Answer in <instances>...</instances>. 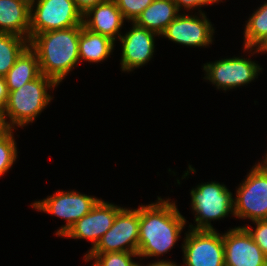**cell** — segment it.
I'll return each instance as SVG.
<instances>
[{
	"mask_svg": "<svg viewBox=\"0 0 267 266\" xmlns=\"http://www.w3.org/2000/svg\"><path fill=\"white\" fill-rule=\"evenodd\" d=\"M186 219L176 203L158 197L156 203L140 206L139 257H159L178 241Z\"/></svg>",
	"mask_w": 267,
	"mask_h": 266,
	"instance_id": "obj_1",
	"label": "cell"
},
{
	"mask_svg": "<svg viewBox=\"0 0 267 266\" xmlns=\"http://www.w3.org/2000/svg\"><path fill=\"white\" fill-rule=\"evenodd\" d=\"M82 25L43 32L32 36L29 47L36 53L40 73L57 84L79 63V37Z\"/></svg>",
	"mask_w": 267,
	"mask_h": 266,
	"instance_id": "obj_2",
	"label": "cell"
},
{
	"mask_svg": "<svg viewBox=\"0 0 267 266\" xmlns=\"http://www.w3.org/2000/svg\"><path fill=\"white\" fill-rule=\"evenodd\" d=\"M56 86L58 84L53 79L40 74L19 89L9 91L8 100L3 109L8 127L14 129L15 126L24 127L32 123L53 98L47 90Z\"/></svg>",
	"mask_w": 267,
	"mask_h": 266,
	"instance_id": "obj_3",
	"label": "cell"
},
{
	"mask_svg": "<svg viewBox=\"0 0 267 266\" xmlns=\"http://www.w3.org/2000/svg\"><path fill=\"white\" fill-rule=\"evenodd\" d=\"M191 207L195 212V226L189 225L195 230H214L211 220H218L234 215L233 194L224 184L212 181L202 183L191 189ZM231 212V213H230Z\"/></svg>",
	"mask_w": 267,
	"mask_h": 266,
	"instance_id": "obj_4",
	"label": "cell"
},
{
	"mask_svg": "<svg viewBox=\"0 0 267 266\" xmlns=\"http://www.w3.org/2000/svg\"><path fill=\"white\" fill-rule=\"evenodd\" d=\"M82 16L74 0H31L30 38L43 32L80 26Z\"/></svg>",
	"mask_w": 267,
	"mask_h": 266,
	"instance_id": "obj_5",
	"label": "cell"
},
{
	"mask_svg": "<svg viewBox=\"0 0 267 266\" xmlns=\"http://www.w3.org/2000/svg\"><path fill=\"white\" fill-rule=\"evenodd\" d=\"M236 189L234 216L252 222L267 219V168L257 163Z\"/></svg>",
	"mask_w": 267,
	"mask_h": 266,
	"instance_id": "obj_6",
	"label": "cell"
},
{
	"mask_svg": "<svg viewBox=\"0 0 267 266\" xmlns=\"http://www.w3.org/2000/svg\"><path fill=\"white\" fill-rule=\"evenodd\" d=\"M140 206L137 209L123 208L114 220L113 226L101 237L87 254L109 252H138Z\"/></svg>",
	"mask_w": 267,
	"mask_h": 266,
	"instance_id": "obj_7",
	"label": "cell"
},
{
	"mask_svg": "<svg viewBox=\"0 0 267 266\" xmlns=\"http://www.w3.org/2000/svg\"><path fill=\"white\" fill-rule=\"evenodd\" d=\"M98 200L99 198L80 192L58 190L41 201H35L31 206L66 220V224L55 233L57 236H62L76 221L89 213Z\"/></svg>",
	"mask_w": 267,
	"mask_h": 266,
	"instance_id": "obj_8",
	"label": "cell"
},
{
	"mask_svg": "<svg viewBox=\"0 0 267 266\" xmlns=\"http://www.w3.org/2000/svg\"><path fill=\"white\" fill-rule=\"evenodd\" d=\"M182 250L184 266H225L223 233L190 229Z\"/></svg>",
	"mask_w": 267,
	"mask_h": 266,
	"instance_id": "obj_9",
	"label": "cell"
},
{
	"mask_svg": "<svg viewBox=\"0 0 267 266\" xmlns=\"http://www.w3.org/2000/svg\"><path fill=\"white\" fill-rule=\"evenodd\" d=\"M263 68L249 58L233 57L224 58L214 63H206L203 66L205 77L216 85L217 89L224 91L247 85L257 78Z\"/></svg>",
	"mask_w": 267,
	"mask_h": 266,
	"instance_id": "obj_10",
	"label": "cell"
},
{
	"mask_svg": "<svg viewBox=\"0 0 267 266\" xmlns=\"http://www.w3.org/2000/svg\"><path fill=\"white\" fill-rule=\"evenodd\" d=\"M122 209L123 207L99 199L91 211L76 221L62 237L88 239L92 242L91 250L113 226L116 215Z\"/></svg>",
	"mask_w": 267,
	"mask_h": 266,
	"instance_id": "obj_11",
	"label": "cell"
},
{
	"mask_svg": "<svg viewBox=\"0 0 267 266\" xmlns=\"http://www.w3.org/2000/svg\"><path fill=\"white\" fill-rule=\"evenodd\" d=\"M214 28L205 13L196 15L179 14L161 36L181 45L206 47L213 42Z\"/></svg>",
	"mask_w": 267,
	"mask_h": 266,
	"instance_id": "obj_12",
	"label": "cell"
},
{
	"mask_svg": "<svg viewBox=\"0 0 267 266\" xmlns=\"http://www.w3.org/2000/svg\"><path fill=\"white\" fill-rule=\"evenodd\" d=\"M225 266H267V256L244 227L223 234Z\"/></svg>",
	"mask_w": 267,
	"mask_h": 266,
	"instance_id": "obj_13",
	"label": "cell"
},
{
	"mask_svg": "<svg viewBox=\"0 0 267 266\" xmlns=\"http://www.w3.org/2000/svg\"><path fill=\"white\" fill-rule=\"evenodd\" d=\"M156 33L141 28L132 22V28L125 35H120L122 43L121 69L131 72L148 63L154 54Z\"/></svg>",
	"mask_w": 267,
	"mask_h": 266,
	"instance_id": "obj_14",
	"label": "cell"
},
{
	"mask_svg": "<svg viewBox=\"0 0 267 266\" xmlns=\"http://www.w3.org/2000/svg\"><path fill=\"white\" fill-rule=\"evenodd\" d=\"M124 18L114 0L98 3L87 10L82 16V24L85 28L105 35L113 41L119 39Z\"/></svg>",
	"mask_w": 267,
	"mask_h": 266,
	"instance_id": "obj_15",
	"label": "cell"
},
{
	"mask_svg": "<svg viewBox=\"0 0 267 266\" xmlns=\"http://www.w3.org/2000/svg\"><path fill=\"white\" fill-rule=\"evenodd\" d=\"M31 0H0V33L30 40Z\"/></svg>",
	"mask_w": 267,
	"mask_h": 266,
	"instance_id": "obj_16",
	"label": "cell"
},
{
	"mask_svg": "<svg viewBox=\"0 0 267 266\" xmlns=\"http://www.w3.org/2000/svg\"><path fill=\"white\" fill-rule=\"evenodd\" d=\"M178 15L179 10L174 0H153L134 23L156 33L159 37Z\"/></svg>",
	"mask_w": 267,
	"mask_h": 266,
	"instance_id": "obj_17",
	"label": "cell"
},
{
	"mask_svg": "<svg viewBox=\"0 0 267 266\" xmlns=\"http://www.w3.org/2000/svg\"><path fill=\"white\" fill-rule=\"evenodd\" d=\"M114 43L115 41L111 38L95 33L85 28L82 24L78 45L79 60H86L92 63L103 62L111 55Z\"/></svg>",
	"mask_w": 267,
	"mask_h": 266,
	"instance_id": "obj_18",
	"label": "cell"
},
{
	"mask_svg": "<svg viewBox=\"0 0 267 266\" xmlns=\"http://www.w3.org/2000/svg\"><path fill=\"white\" fill-rule=\"evenodd\" d=\"M36 53L28 46L5 76L8 91L19 89L40 75Z\"/></svg>",
	"mask_w": 267,
	"mask_h": 266,
	"instance_id": "obj_19",
	"label": "cell"
},
{
	"mask_svg": "<svg viewBox=\"0 0 267 266\" xmlns=\"http://www.w3.org/2000/svg\"><path fill=\"white\" fill-rule=\"evenodd\" d=\"M28 46L29 40L22 36L0 33V77L6 76Z\"/></svg>",
	"mask_w": 267,
	"mask_h": 266,
	"instance_id": "obj_20",
	"label": "cell"
},
{
	"mask_svg": "<svg viewBox=\"0 0 267 266\" xmlns=\"http://www.w3.org/2000/svg\"><path fill=\"white\" fill-rule=\"evenodd\" d=\"M246 22L243 48H256L267 36V2L258 8Z\"/></svg>",
	"mask_w": 267,
	"mask_h": 266,
	"instance_id": "obj_21",
	"label": "cell"
},
{
	"mask_svg": "<svg viewBox=\"0 0 267 266\" xmlns=\"http://www.w3.org/2000/svg\"><path fill=\"white\" fill-rule=\"evenodd\" d=\"M13 131L10 129L0 136V177L12 167L18 156Z\"/></svg>",
	"mask_w": 267,
	"mask_h": 266,
	"instance_id": "obj_22",
	"label": "cell"
},
{
	"mask_svg": "<svg viewBox=\"0 0 267 266\" xmlns=\"http://www.w3.org/2000/svg\"><path fill=\"white\" fill-rule=\"evenodd\" d=\"M85 261L95 259L101 266H134L132 257H139L137 253L109 252L103 254H85Z\"/></svg>",
	"mask_w": 267,
	"mask_h": 266,
	"instance_id": "obj_23",
	"label": "cell"
},
{
	"mask_svg": "<svg viewBox=\"0 0 267 266\" xmlns=\"http://www.w3.org/2000/svg\"><path fill=\"white\" fill-rule=\"evenodd\" d=\"M125 20L134 22L153 0H114Z\"/></svg>",
	"mask_w": 267,
	"mask_h": 266,
	"instance_id": "obj_24",
	"label": "cell"
},
{
	"mask_svg": "<svg viewBox=\"0 0 267 266\" xmlns=\"http://www.w3.org/2000/svg\"><path fill=\"white\" fill-rule=\"evenodd\" d=\"M256 225L253 231L249 226L244 227L251 235L255 243L261 248L264 254L267 256V219L253 222Z\"/></svg>",
	"mask_w": 267,
	"mask_h": 266,
	"instance_id": "obj_25",
	"label": "cell"
},
{
	"mask_svg": "<svg viewBox=\"0 0 267 266\" xmlns=\"http://www.w3.org/2000/svg\"><path fill=\"white\" fill-rule=\"evenodd\" d=\"M176 5H177V8L179 11H181V8L183 7L184 10L187 9V10H190V9H196L200 7L201 9V6H205V5H210V4H214V3H217L221 0H174ZM196 7V8H195Z\"/></svg>",
	"mask_w": 267,
	"mask_h": 266,
	"instance_id": "obj_26",
	"label": "cell"
},
{
	"mask_svg": "<svg viewBox=\"0 0 267 266\" xmlns=\"http://www.w3.org/2000/svg\"><path fill=\"white\" fill-rule=\"evenodd\" d=\"M108 0H74L77 9L84 14L90 8L96 6L98 3H102Z\"/></svg>",
	"mask_w": 267,
	"mask_h": 266,
	"instance_id": "obj_27",
	"label": "cell"
},
{
	"mask_svg": "<svg viewBox=\"0 0 267 266\" xmlns=\"http://www.w3.org/2000/svg\"><path fill=\"white\" fill-rule=\"evenodd\" d=\"M8 95H9V91H8V87L6 84V80L5 77H0V108L4 109L7 100H8Z\"/></svg>",
	"mask_w": 267,
	"mask_h": 266,
	"instance_id": "obj_28",
	"label": "cell"
},
{
	"mask_svg": "<svg viewBox=\"0 0 267 266\" xmlns=\"http://www.w3.org/2000/svg\"><path fill=\"white\" fill-rule=\"evenodd\" d=\"M246 51L249 50L251 53L252 50H254V52H252L253 54L255 53H263V52H267V36L263 39V41L256 47V48H244Z\"/></svg>",
	"mask_w": 267,
	"mask_h": 266,
	"instance_id": "obj_29",
	"label": "cell"
},
{
	"mask_svg": "<svg viewBox=\"0 0 267 266\" xmlns=\"http://www.w3.org/2000/svg\"><path fill=\"white\" fill-rule=\"evenodd\" d=\"M10 128L8 127L5 116H4V110L0 108V136H2L4 133L9 131Z\"/></svg>",
	"mask_w": 267,
	"mask_h": 266,
	"instance_id": "obj_30",
	"label": "cell"
},
{
	"mask_svg": "<svg viewBox=\"0 0 267 266\" xmlns=\"http://www.w3.org/2000/svg\"><path fill=\"white\" fill-rule=\"evenodd\" d=\"M147 266H179L176 263H174L173 261H167V260H160L159 261H155L153 263L147 264Z\"/></svg>",
	"mask_w": 267,
	"mask_h": 266,
	"instance_id": "obj_31",
	"label": "cell"
},
{
	"mask_svg": "<svg viewBox=\"0 0 267 266\" xmlns=\"http://www.w3.org/2000/svg\"><path fill=\"white\" fill-rule=\"evenodd\" d=\"M262 162H263L264 166L267 168V154H266V156H265L264 161H262Z\"/></svg>",
	"mask_w": 267,
	"mask_h": 266,
	"instance_id": "obj_32",
	"label": "cell"
},
{
	"mask_svg": "<svg viewBox=\"0 0 267 266\" xmlns=\"http://www.w3.org/2000/svg\"><path fill=\"white\" fill-rule=\"evenodd\" d=\"M92 266H101L96 260H94V263Z\"/></svg>",
	"mask_w": 267,
	"mask_h": 266,
	"instance_id": "obj_33",
	"label": "cell"
},
{
	"mask_svg": "<svg viewBox=\"0 0 267 266\" xmlns=\"http://www.w3.org/2000/svg\"><path fill=\"white\" fill-rule=\"evenodd\" d=\"M134 266H142V265H140L139 263H136ZM147 266V265H146Z\"/></svg>",
	"mask_w": 267,
	"mask_h": 266,
	"instance_id": "obj_34",
	"label": "cell"
}]
</instances>
